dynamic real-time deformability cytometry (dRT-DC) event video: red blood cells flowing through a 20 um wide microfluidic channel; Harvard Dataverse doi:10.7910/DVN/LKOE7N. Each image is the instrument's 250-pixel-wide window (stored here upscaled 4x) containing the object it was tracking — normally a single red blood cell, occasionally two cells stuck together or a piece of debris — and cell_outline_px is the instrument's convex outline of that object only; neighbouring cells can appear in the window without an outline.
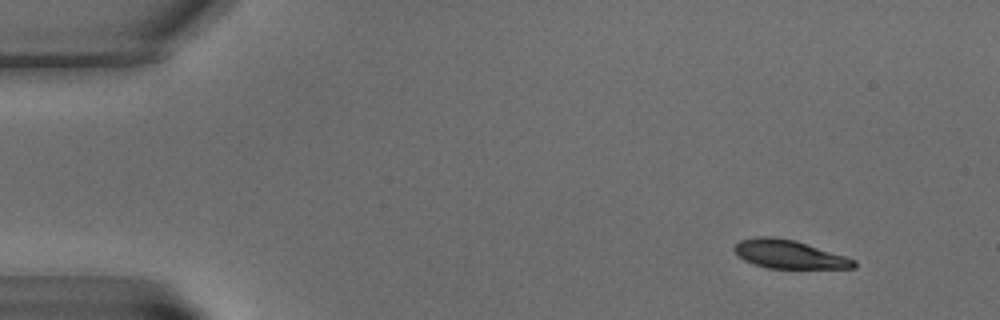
{"species": "common noctule bat (a hibernating species)", "species_latin": "Nyctalus noctula", "temperature_condition": "warm", "stored_images_in_passage": 8, "camera_frame_rate_fps": 3000, "um_per_image_px": 0.085, "animal": {"sex": "male", "body_mass_g": 15.6}, "frame": {"image": 1, "passage_image": 2, "time_ms": 1.0, "image_size_px": [1000, 320], "cell_outline_px": [[856, 268], [768, 268], [744, 260], [732, 248], [740, 240], [756, 236], [772, 236], [796, 240], [856, 260]], "centroid_in_image_um": [67.06, 21.6], "position_along_channel_um": 17.9, "area_um2": 19.65}}
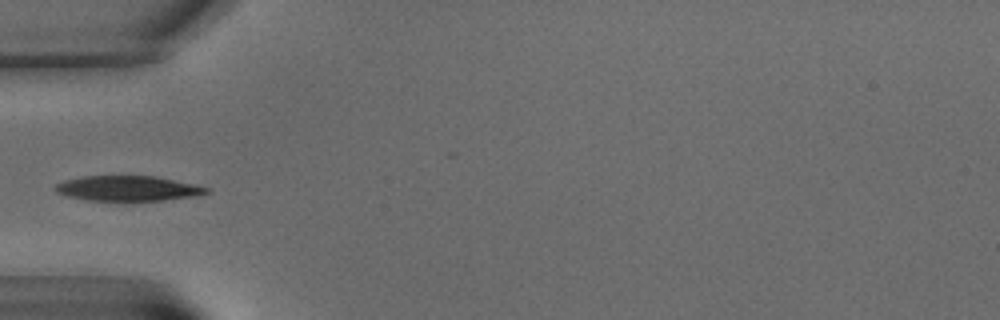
{"frame": {"image": 2, "passage_image": 6, "time_ms": 6.667, "image_size_px": [1000, 320], "cell_outline_px": [[208, 192], [196, 196], [164, 200], [88, 200], [68, 196], [56, 192], [52, 188], [56, 184], [64, 180], [80, 176], [156, 176], [196, 184], [208, 188]], "centroid_in_image_um": [10.85, 16.0], "position_along_channel_um": 74.2, "area_um2": 22.08}}
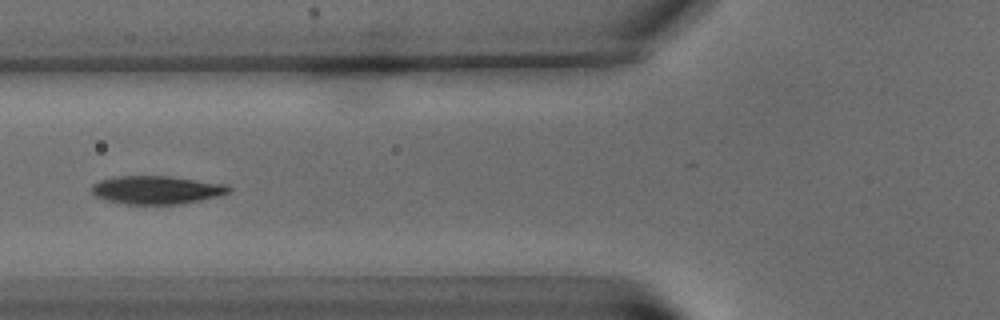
{"frame": {"image": 3, "passage_image": 7, "time_ms": 8.0, "image_size_px": [1000, 320], "cell_outline_px": [[232, 188], [228, 192], [216, 196], [200, 200], [180, 204], [124, 204], [108, 200], [96, 196], [92, 192], [92, 184], [100, 180], [112, 176], [168, 176], [224, 184]], "centroid_in_image_um": [13.26, 16.14], "position_along_channel_um": 112.5, "area_um2": 22.31}}